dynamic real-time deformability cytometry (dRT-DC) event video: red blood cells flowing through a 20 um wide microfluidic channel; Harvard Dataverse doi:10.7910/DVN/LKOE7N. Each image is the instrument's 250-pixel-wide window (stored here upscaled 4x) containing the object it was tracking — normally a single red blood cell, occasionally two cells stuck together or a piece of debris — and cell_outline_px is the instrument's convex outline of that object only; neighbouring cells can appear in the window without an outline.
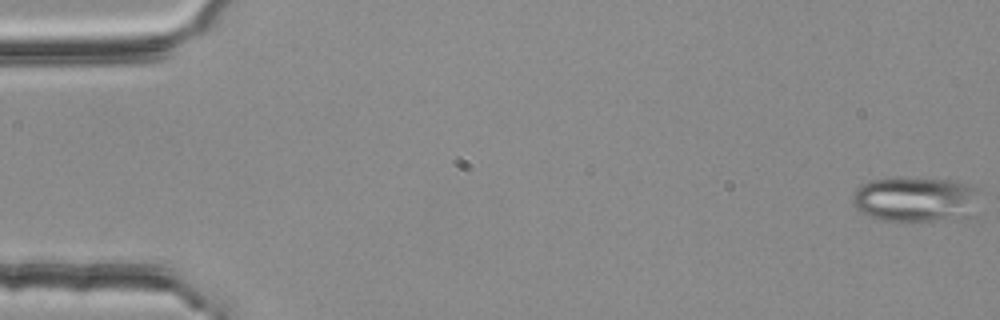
{"species": "common noctule bat (a hibernating species)", "species_latin": "Nyctalus noctula", "temperature_condition": "room temperature", "stored_images_in_passage": 18, "camera_frame_rate_fps": 3000, "um_per_image_px": 0.085, "animal": {"sex": "female", "body_mass_g": 25.1}, "frame": {"image": 1, "passage_image": 1, "time_ms": 0.0, "image_size_px": [1000, 320], "cell_outline_px": [[980, 188], [972, 216], [936, 220], [880, 220], [868, 216], [860, 212], [852, 204], [852, 192], [856, 188], [868, 180], [892, 176], [952, 180]], "centroid_in_image_um": [77.76, 16.9], "position_along_channel_um": 7.2, "area_um2": 33.99}}